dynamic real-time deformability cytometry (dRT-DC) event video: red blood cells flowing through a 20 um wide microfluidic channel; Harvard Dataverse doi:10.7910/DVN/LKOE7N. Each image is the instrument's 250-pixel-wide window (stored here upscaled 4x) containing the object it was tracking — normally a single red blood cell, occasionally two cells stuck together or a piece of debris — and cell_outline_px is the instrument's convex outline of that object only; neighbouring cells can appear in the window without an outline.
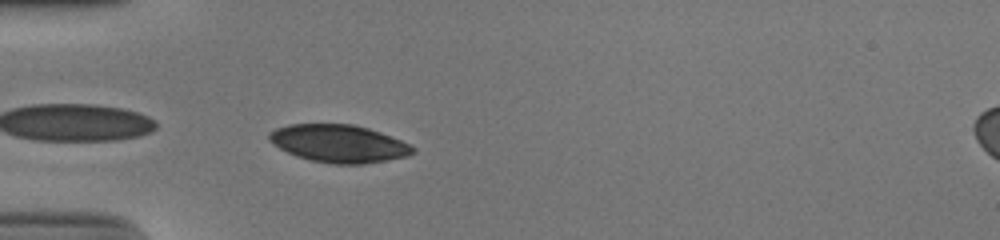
{"species": "human", "species_latin": "Homo sapiens", "temperature_condition": "cold", "stored_images_in_passage": 37, "camera_frame_rate_fps": 3000, "um_per_image_px": 0.085, "donor": {"sex": "male"}, "frame": {"image": 1, "passage_image": 1, "time_ms": 0.0, "image_size_px": [1000, 240], "cell_outline_px": [[416, 152], [408, 156], [388, 160], [364, 164], [332, 164], [312, 160], [296, 156], [280, 148], [268, 140], [268, 132], [276, 128], [288, 124], [352, 124], [368, 128], [380, 132], [400, 140], [416, 148]], "centroid_in_image_um": [28.8, 12.2], "position_along_channel_um": 56.2, "area_um2": 31.56}}
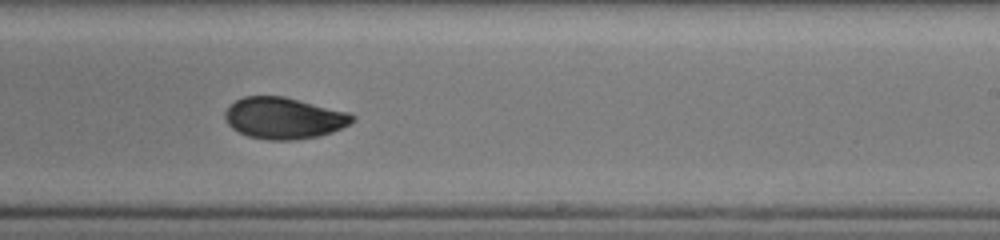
{"frame": {"image": 2, "passage_image": 18, "time_ms": 5.667, "image_size_px": [1000, 240], "cell_outline_px": [[356, 120], [332, 132], [320, 136], [292, 140], [268, 140], [248, 136], [232, 128], [228, 124], [224, 116], [224, 112], [228, 104], [244, 96], [284, 96], [348, 112], [356, 116]], "centroid_in_image_um": [24.11, 10.03], "position_along_channel_um": 264.9, "area_um2": 30.87}}
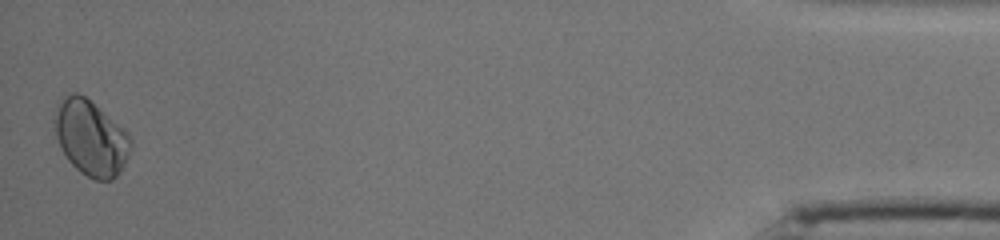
{"frame": {"image": 3, "passage_image": 37, "time_ms": 12.0, "image_size_px": [1000, 240], "cell_outline_px": [[132, 144], [124, 164], [120, 172], [112, 180], [96, 180], [80, 172], [68, 160], [56, 136], [52, 120], [56, 104], [72, 92], [76, 92], [84, 96], [124, 128], [128, 132], [132, 140]], "centroid_in_image_um": [7.71, 11.71], "position_along_channel_um": 427.5, "area_um2": 33.29}, "authors_computed_cell_mechanics": {"area_um2": 31.1542, "velocity_mm_per_s": 3.8633, "shape_relaxation_time_tau1_ms": 4.653, "shape_relaxation_time_tau2_ms": 2.1399, "deformation_change_tau1": 0.0926, "deformation_change_tau2": 0.036}}